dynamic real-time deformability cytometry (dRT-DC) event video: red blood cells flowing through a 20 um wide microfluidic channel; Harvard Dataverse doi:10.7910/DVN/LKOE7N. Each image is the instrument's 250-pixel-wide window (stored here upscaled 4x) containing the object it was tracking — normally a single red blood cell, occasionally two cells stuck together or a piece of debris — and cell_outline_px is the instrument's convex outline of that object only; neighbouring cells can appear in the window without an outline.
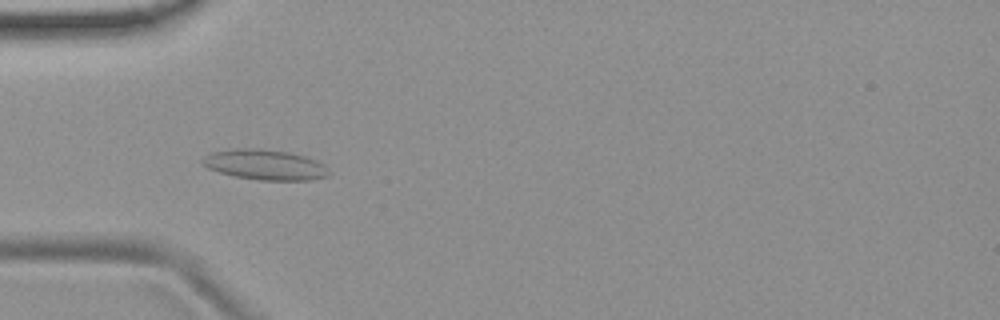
{"species": "common noctule bat (a hibernating species)", "species_latin": "Nyctalus noctula", "temperature_condition": "room temperature", "stored_images_in_passage": 45, "camera_frame_rate_fps": 3000, "um_per_image_px": 0.085, "animal": {"sex": "female", "body_mass_g": 19.9}, "frame": {"image": 1, "passage_image": 16, "time_ms": 5.0, "image_size_px": [1000, 320], "cell_outline_px": [[332, 172], [328, 176], [312, 180], [260, 180], [232, 176], [208, 168], [200, 160], [204, 156], [212, 152], [232, 148], [260, 148], [288, 152], [304, 156], [316, 160], [324, 164]], "centroid_in_image_um": [22.54, 14.0], "position_along_channel_um": 62.5, "area_um2": 22.54}}
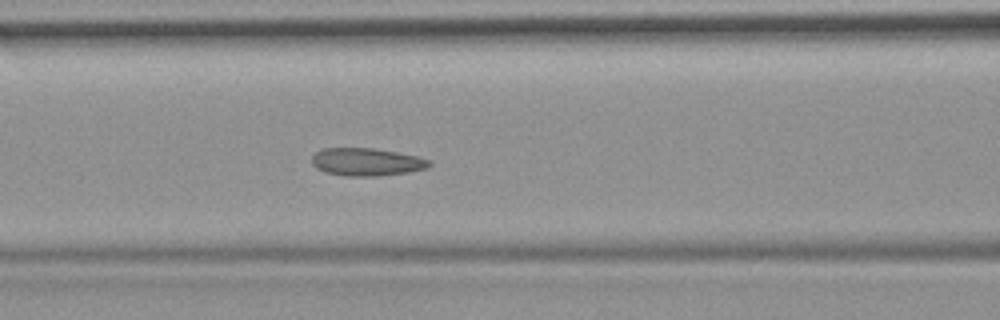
{"frame": {"image": 2, "passage_image": 22, "time_ms": 7.0, "image_size_px": [1000, 320], "cell_outline_px": [[432, 164], [428, 168], [408, 172], [376, 176], [344, 176], [324, 172], [316, 168], [312, 164], [312, 156], [316, 152], [324, 148], [372, 148], [396, 152], [416, 156], [432, 160]], "centroid_in_image_um": [31.16, 13.77], "position_along_channel_um": 135.4, "area_um2": 19.07}}
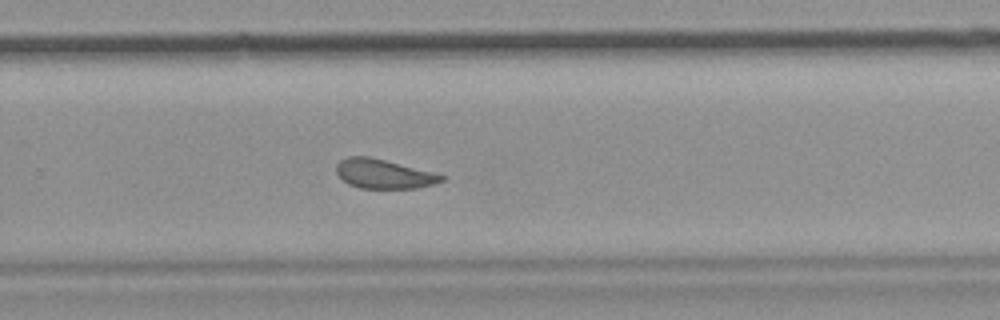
{"frame": {"image": 3, "passage_image": 35, "time_ms": 11.333, "image_size_px": [1000, 320], "cell_outline_px": [[444, 180], [432, 184], [416, 188], [360, 188], [348, 184], [336, 172], [336, 164], [340, 160], [348, 156], [368, 156], [432, 172], [444, 176]], "centroid_in_image_um": [32.56, 14.78], "position_along_channel_um": 297.2, "area_um2": 17.63}, "authors_computed_cell_mechanics": {"area_um2": 19.074, "velocity_mm_per_s": 3.7494, "shape_relaxation_time_tau1_ms": null, "shape_relaxation_time_tau2_ms": 2.0303, "deformation_change_tau1": null, "deformation_change_tau2": 0.0888}}